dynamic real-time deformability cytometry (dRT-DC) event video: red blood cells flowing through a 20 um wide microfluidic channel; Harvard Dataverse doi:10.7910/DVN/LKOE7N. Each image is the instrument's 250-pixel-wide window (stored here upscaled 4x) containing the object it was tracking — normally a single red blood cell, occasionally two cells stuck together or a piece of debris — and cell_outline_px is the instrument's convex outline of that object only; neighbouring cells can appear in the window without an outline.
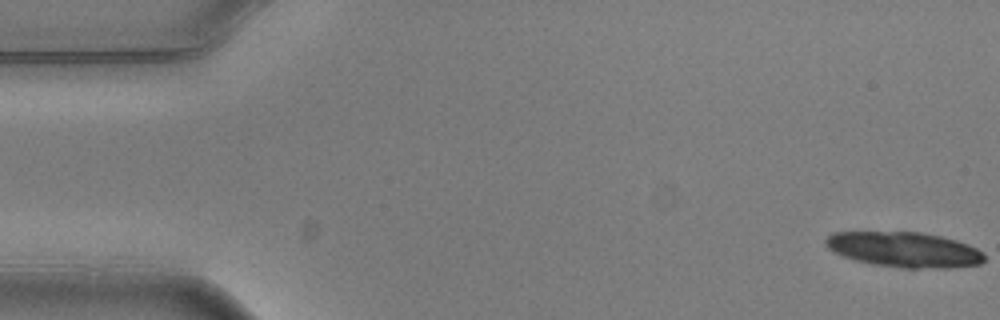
{"species": "common noctule bat (a hibernating species)", "species_latin": "Nyctalus noctula", "temperature_condition": "warm", "stored_images_in_passage": 8, "camera_frame_rate_fps": 3000, "um_per_image_px": 0.085, "animal": {"sex": "male", "body_mass_g": 20.5, "forearm_length_mm": 52.5}, "frame": {"image": 1, "passage_image": 1, "time_ms": 0.0, "image_size_px": [1000, 320], "cell_outline_px": [[984, 260], [980, 264], [948, 268], [904, 268], [872, 264], [856, 260], [844, 256], [828, 248], [824, 244], [824, 240], [832, 232], [920, 232], [940, 236], [956, 240], [968, 244], [984, 252]], "centroid_in_image_um": [76.87, 21.21], "position_along_channel_um": 8.1, "area_um2": 32.54}}
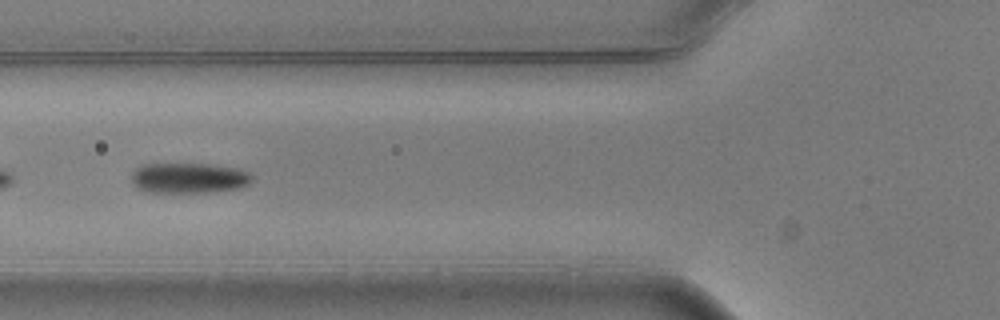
{"frame": {"image": 2, "passage_image": 7, "time_ms": 2.0, "image_size_px": [1000, 320], "cell_outline_px": [[256, 176], [248, 184], [240, 188], [208, 192], [144, 192], [136, 188], [132, 184], [132, 172], [140, 164], [208, 164], [236, 168], [248, 172]], "centroid_in_image_um": [16.03, 15.13], "position_along_channel_um": 109.8, "area_um2": 21.56}}
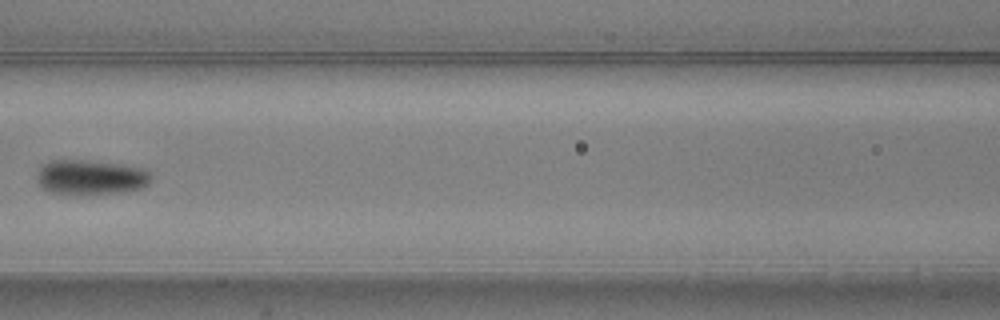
{"frame": {"image": 3, "passage_image": 8, "time_ms": 2.333, "image_size_px": [1000, 320], "cell_outline_px": [[152, 176], [148, 184], [140, 188], [120, 192], [68, 196], [48, 192], [40, 184], [36, 176], [40, 164], [52, 160], [88, 160], [120, 164], [144, 168], [152, 172]], "centroid_in_image_um": [7.68, 15.07], "position_along_channel_um": 158.9, "area_um2": 23.76}}